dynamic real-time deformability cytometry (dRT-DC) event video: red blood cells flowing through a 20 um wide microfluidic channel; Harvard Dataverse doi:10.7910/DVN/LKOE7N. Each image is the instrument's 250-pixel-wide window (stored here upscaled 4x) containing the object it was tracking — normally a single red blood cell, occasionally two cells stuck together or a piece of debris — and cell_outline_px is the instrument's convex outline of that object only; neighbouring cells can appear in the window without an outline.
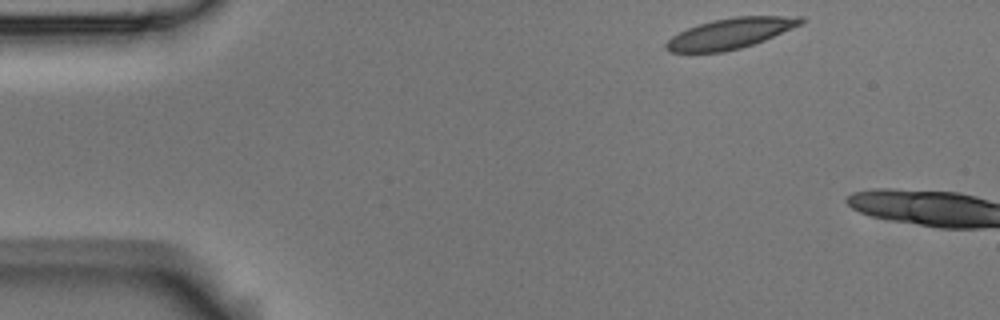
{"species": "Egyptian fruit bat (a non-hibernating species)", "species_latin": "Rousettus aegyptiacus", "temperature_condition": "room temperature", "stored_images_in_passage": 3, "camera_frame_rate_fps": 3000, "um_per_image_px": 0.085, "animal": {"sex": "male"}, "frame": {"image": 1, "passage_image": 1, "time_ms": 0.0, "image_size_px": [1000, 320], "cell_outline_px": [[804, 24], [764, 40], [740, 48], [724, 52], [668, 52], [664, 48], [664, 44], [672, 36], [688, 28], [712, 20], [736, 16], [804, 16]], "centroid_in_image_um": [62.1, 2.83], "position_along_channel_um": 22.9, "area_um2": 23.99}}